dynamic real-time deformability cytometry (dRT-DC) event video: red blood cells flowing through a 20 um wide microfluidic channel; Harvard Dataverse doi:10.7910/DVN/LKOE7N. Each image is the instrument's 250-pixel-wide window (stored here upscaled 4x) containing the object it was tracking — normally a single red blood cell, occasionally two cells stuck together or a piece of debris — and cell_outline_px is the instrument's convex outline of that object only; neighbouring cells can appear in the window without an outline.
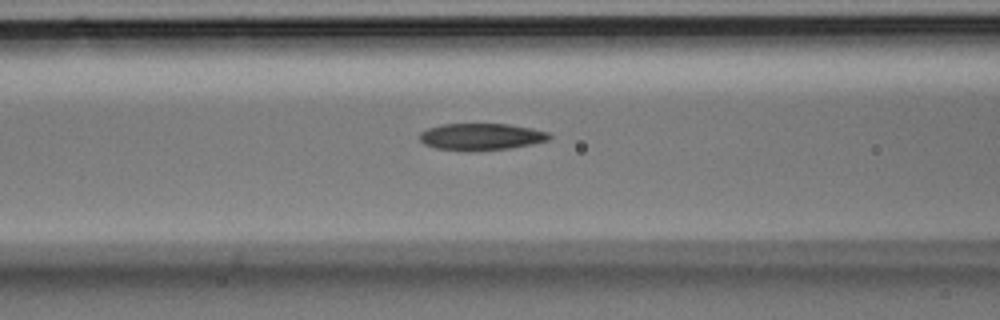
{"species": "Egyptian fruit bat (a non-hibernating species)", "species_latin": "Rousettus aegyptiacus", "temperature_condition": "room temperature", "stored_images_in_passage": 6, "camera_frame_rate_fps": 3000, "um_per_image_px": 0.085, "animal": {"sex": "male"}, "frame": {"image": 1, "passage_image": 5, "time_ms": 1.333, "image_size_px": [1000, 320], "cell_outline_px": [[552, 136], [548, 140], [532, 144], [508, 148], [436, 148], [424, 144], [420, 140], [420, 132], [428, 128], [440, 124], [508, 124], [532, 128], [548, 132]], "centroid_in_image_um": [40.93, 11.57], "position_along_channel_um": 125.7, "area_um2": 19.36}}